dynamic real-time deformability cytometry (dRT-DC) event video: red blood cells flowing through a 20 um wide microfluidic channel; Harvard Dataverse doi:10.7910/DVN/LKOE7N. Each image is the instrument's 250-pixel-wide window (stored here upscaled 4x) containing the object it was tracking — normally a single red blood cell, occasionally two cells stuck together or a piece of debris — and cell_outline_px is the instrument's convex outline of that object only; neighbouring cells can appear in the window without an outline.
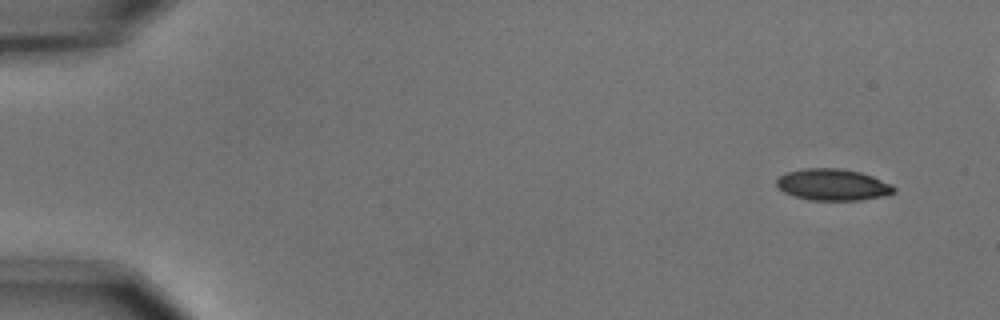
{"species": "common noctule bat (a hibernating species)", "species_latin": "Nyctalus noctula", "temperature_condition": "cold", "stored_images_in_passage": 2, "camera_frame_rate_fps": 3000, "um_per_image_px": 0.085, "animal": {"sex": "male", "body_mass_g": 15.6}, "frame": {"image": 1, "passage_image": 1, "time_ms": 0.0, "image_size_px": [1000, 320], "cell_outline_px": [[896, 192], [880, 196], [860, 200], [808, 200], [792, 196], [784, 192], [776, 184], [776, 180], [784, 172], [804, 168], [840, 168], [860, 172], [872, 176], [892, 184], [896, 188]], "centroid_in_image_um": [70.76, 15.69], "position_along_channel_um": 14.2, "area_um2": 21.68}}